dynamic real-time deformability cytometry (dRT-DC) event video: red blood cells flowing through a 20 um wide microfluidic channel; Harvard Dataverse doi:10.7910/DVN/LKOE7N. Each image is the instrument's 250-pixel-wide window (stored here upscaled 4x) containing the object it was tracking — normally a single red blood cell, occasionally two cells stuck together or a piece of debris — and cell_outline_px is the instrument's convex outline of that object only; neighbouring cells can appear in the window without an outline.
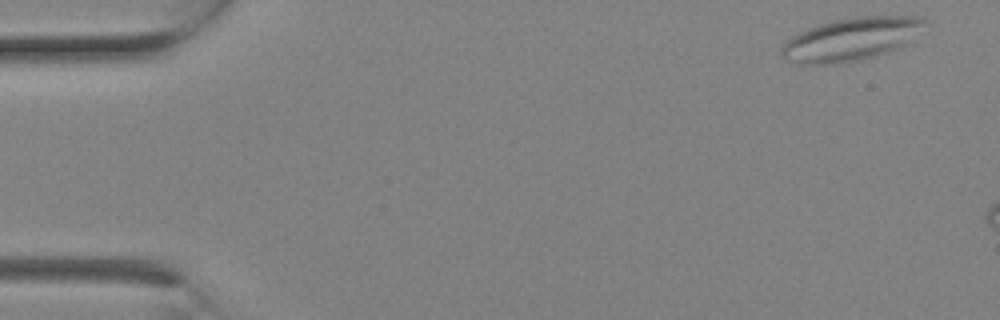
{"species": "Egyptian fruit bat (a non-hibernating species)", "species_latin": "Rousettus aegyptiacus", "temperature_condition": "room temperature", "stored_images_in_passage": 2, "camera_frame_rate_fps": 3000, "um_per_image_px": 0.085, "animal": {"sex": "female"}, "frame": {"image": 1, "passage_image": 2, "time_ms": 0.333, "image_size_px": [1000, 320], "cell_outline_px": [[924, 20], [908, 40], [900, 48], [876, 56], [840, 64], [800, 64], [784, 60], [780, 52], [780, 48], [792, 36], [816, 24], [832, 20], [852, 16], [920, 16]], "centroid_in_image_um": [72.22, 3.34], "position_along_channel_um": 12.8, "area_um2": 35.55}}